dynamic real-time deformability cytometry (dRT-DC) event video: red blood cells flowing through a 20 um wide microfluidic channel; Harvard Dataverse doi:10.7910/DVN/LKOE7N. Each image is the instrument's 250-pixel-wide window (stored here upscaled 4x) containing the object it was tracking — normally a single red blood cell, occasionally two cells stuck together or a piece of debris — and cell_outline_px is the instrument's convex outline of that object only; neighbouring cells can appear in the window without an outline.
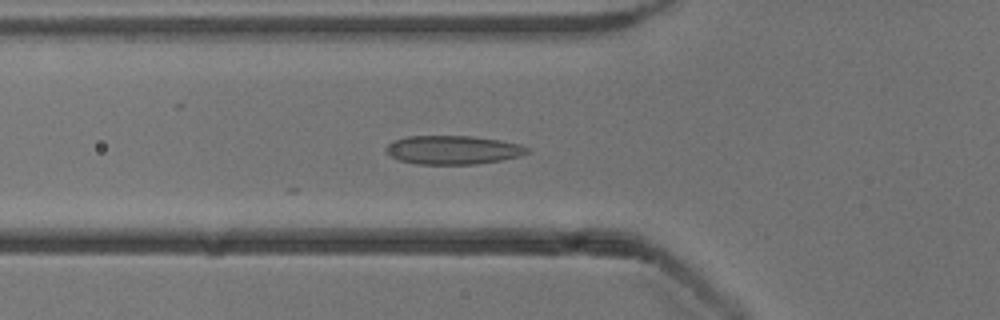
{"species": "common noctule bat (a hibernating species)", "species_latin": "Nyctalus noctula", "temperature_condition": "cold", "stored_images_in_passage": 21, "camera_frame_rate_fps": 3000, "um_per_image_px": 0.085, "animal": {"sex": "male", "body_mass_g": 13.3}, "frame": {"image": 1, "passage_image": 5, "time_ms": 1.333, "image_size_px": [1000, 320], "cell_outline_px": [[528, 152], [520, 156], [500, 160], [476, 164], [416, 164], [396, 160], [388, 156], [384, 152], [384, 148], [392, 140], [408, 136], [472, 136], [500, 140], [520, 144], [528, 148]], "centroid_in_image_um": [38.41, 12.74], "position_along_channel_um": 87.4, "area_um2": 23.87}}
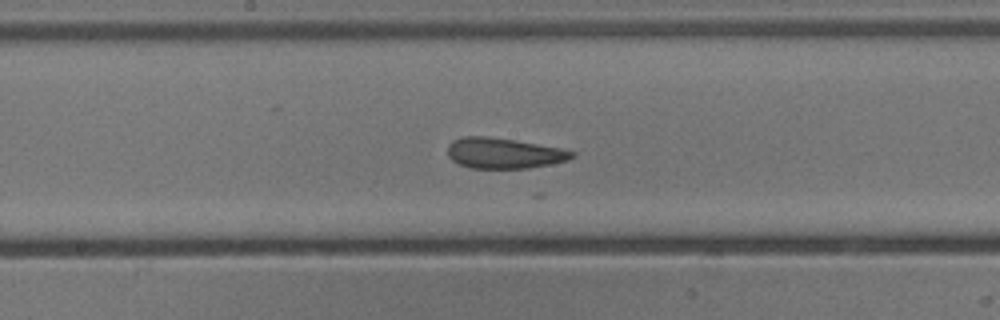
{"frame": {"image": 2, "passage_image": 14, "time_ms": 4.333, "image_size_px": [1000, 320], "cell_outline_px": [[576, 156], [568, 160], [528, 168], [472, 168], [460, 164], [452, 160], [448, 156], [448, 144], [452, 140], [464, 136], [488, 136], [516, 140], [560, 148], [576, 152]], "centroid_in_image_um": [42.82, 13.01], "position_along_channel_um": 205.4, "area_um2": 22.14}}
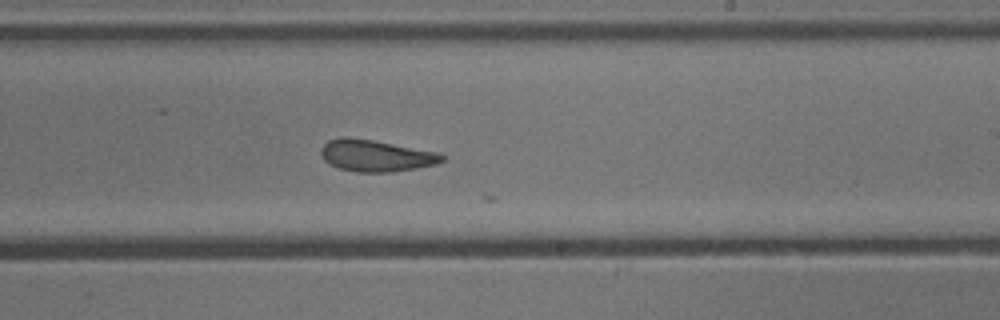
{"frame": {"image": 3, "passage_image": 18, "time_ms": 5.667, "image_size_px": [1000, 320], "cell_outline_px": [[444, 160], [436, 164], [416, 168], [392, 172], [356, 172], [340, 168], [324, 160], [320, 152], [320, 148], [328, 140], [340, 136], [348, 136], [372, 140], [436, 152], [444, 156]], "centroid_in_image_um": [31.9, 13.22], "position_along_channel_um": 257.1, "area_um2": 22.2}}